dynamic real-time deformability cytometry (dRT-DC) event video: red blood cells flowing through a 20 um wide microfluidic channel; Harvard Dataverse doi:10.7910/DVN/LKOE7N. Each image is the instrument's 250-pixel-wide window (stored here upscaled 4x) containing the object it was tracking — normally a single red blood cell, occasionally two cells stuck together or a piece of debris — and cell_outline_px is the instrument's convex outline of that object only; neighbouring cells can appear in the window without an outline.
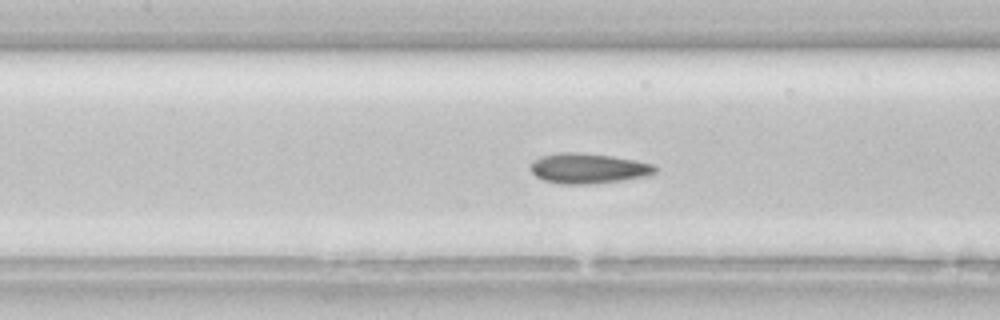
{"species": "common noctule bat (a hibernating species)", "species_latin": "Nyctalus noctula", "temperature_condition": "room temperature", "stored_images_in_passage": 46, "camera_frame_rate_fps": 3000, "um_per_image_px": 0.085, "animal": {"sex": "female", "body_mass_g": 22.7, "forearm_length_mm": 54.2}, "frame": {"image": 1, "passage_image": 20, "time_ms": 6.333, "image_size_px": [1000, 320], "cell_outline_px": [[656, 172], [648, 176], [620, 180], [588, 184], [560, 184], [544, 180], [536, 176], [528, 168], [532, 160], [540, 156], [560, 152], [580, 152], [612, 156], [652, 164], [656, 168]], "centroid_in_image_um": [49.93, 14.3], "position_along_channel_um": 157.5, "area_um2": 21.91}}